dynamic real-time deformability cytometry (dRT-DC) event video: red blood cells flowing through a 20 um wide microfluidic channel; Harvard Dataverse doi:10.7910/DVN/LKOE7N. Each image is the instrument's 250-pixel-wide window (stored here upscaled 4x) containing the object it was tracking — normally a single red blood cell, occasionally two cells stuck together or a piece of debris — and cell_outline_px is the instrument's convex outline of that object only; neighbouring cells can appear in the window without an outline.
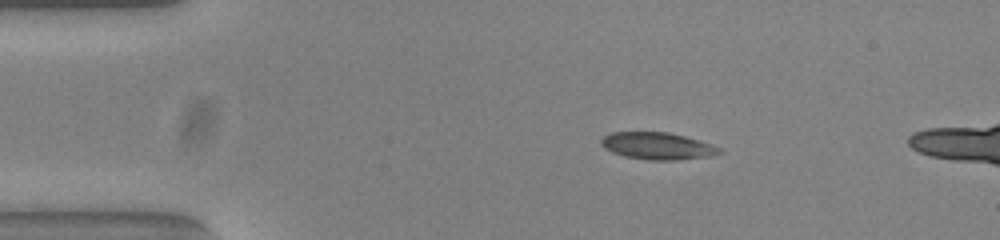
{"species": "common noctule bat (a hibernating species)", "species_latin": "Nyctalus noctula", "temperature_condition": "warm", "stored_images_in_passage": 7, "camera_frame_rate_fps": 3000, "um_per_image_px": 0.085, "animal": {"sex": "female", "body_mass_g": 23.0, "forearm_length_mm": 53.4}, "frame": {"image": 1, "passage_image": 1, "time_ms": 0.0, "image_size_px": [1000, 240], "cell_outline_px": [[724, 152], [708, 156], [676, 160], [648, 160], [624, 156], [612, 152], [604, 148], [600, 144], [600, 140], [604, 136], [612, 132], [668, 132], [684, 136], [712, 144], [720, 148]], "centroid_in_image_um": [55.86, 12.4], "position_along_channel_um": 29.1, "area_um2": 18.61}}